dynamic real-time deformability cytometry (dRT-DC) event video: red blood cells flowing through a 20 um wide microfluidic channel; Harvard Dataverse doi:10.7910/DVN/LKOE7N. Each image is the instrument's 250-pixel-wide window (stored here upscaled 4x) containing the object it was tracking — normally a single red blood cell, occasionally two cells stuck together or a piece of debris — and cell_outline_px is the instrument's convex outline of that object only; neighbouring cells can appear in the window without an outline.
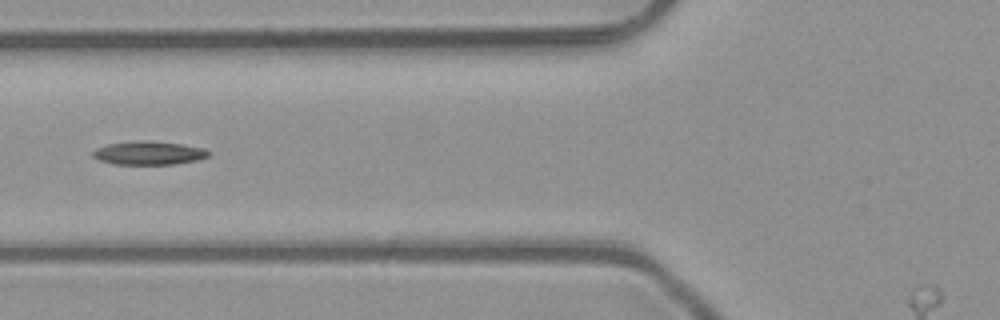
{"species": "common noctule bat (a hibernating species)", "species_latin": "Nyctalus noctula", "temperature_condition": "room temperature", "stored_images_in_passage": 7, "camera_frame_rate_fps": 3000, "um_per_image_px": 0.085, "animal": {"sex": "male", "body_mass_g": 23.1, "forearm_length_mm": 52.7}, "frame": {"image": 1, "passage_image": 7, "time_ms": 2.0, "image_size_px": [1000, 320], "cell_outline_px": [[212, 152], [208, 156], [196, 160], [172, 164], [112, 164], [100, 160], [92, 156], [92, 152], [96, 148], [108, 144], [140, 140], [148, 140], [180, 144], [204, 148]], "centroid_in_image_um": [12.64, 13.0], "position_along_channel_um": 113.2, "area_um2": 15.78}}